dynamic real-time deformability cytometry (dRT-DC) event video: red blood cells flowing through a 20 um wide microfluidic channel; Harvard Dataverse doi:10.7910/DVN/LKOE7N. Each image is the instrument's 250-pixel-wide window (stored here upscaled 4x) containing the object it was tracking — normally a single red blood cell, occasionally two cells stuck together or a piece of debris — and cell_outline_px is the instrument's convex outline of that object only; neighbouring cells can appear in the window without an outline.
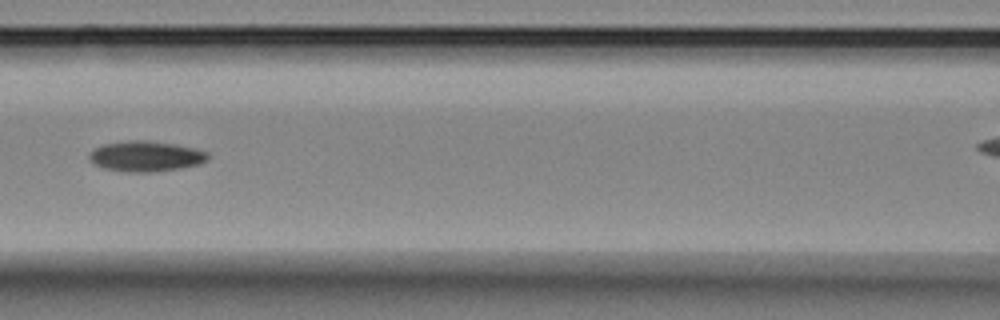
{"species": "Egyptian fruit bat (a non-hibernating species)", "species_latin": "Rousettus aegyptiacus", "temperature_condition": "room temperature", "stored_images_in_passage": 9, "segment_of_instrument_passage": [1, 2], "camera_frame_rate_fps": 3000, "um_per_image_px": 0.085, "animal": {"sex": "female"}, "frame": {"image": 1, "passage_image": 4, "time_ms": 3.333, "image_size_px": [1000, 320], "cell_outline_px": [[208, 160], [200, 164], [180, 168], [152, 172], [124, 172], [104, 168], [88, 160], [88, 156], [96, 148], [104, 144], [128, 140], [148, 140], [172, 144], [192, 148], [208, 152]], "centroid_in_image_um": [12.39, 13.29], "position_along_channel_um": 154.2, "area_um2": 20.92}}
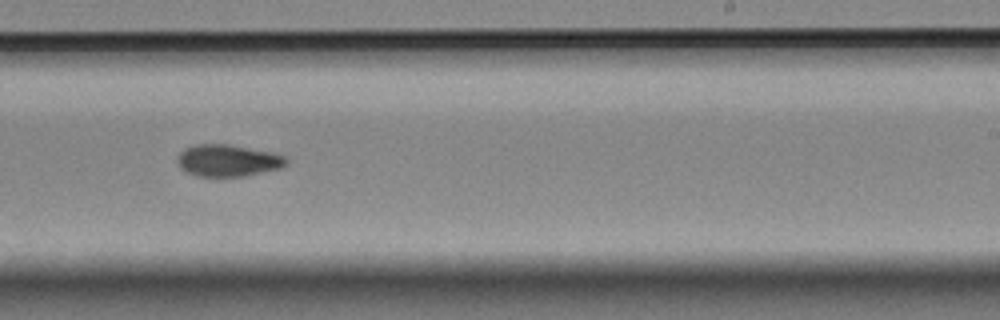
{"frame": {"image": 2, "passage_image": 7, "time_ms": 6.667, "image_size_px": [1000, 320], "cell_outline_px": [[288, 164], [280, 168], [244, 176], [196, 176], [180, 168], [176, 160], [176, 156], [184, 148], [192, 144], [228, 144], [272, 152], [284, 156], [288, 160]], "centroid_in_image_um": [19.34, 13.63], "position_along_channel_um": 269.7, "area_um2": 20.35}}
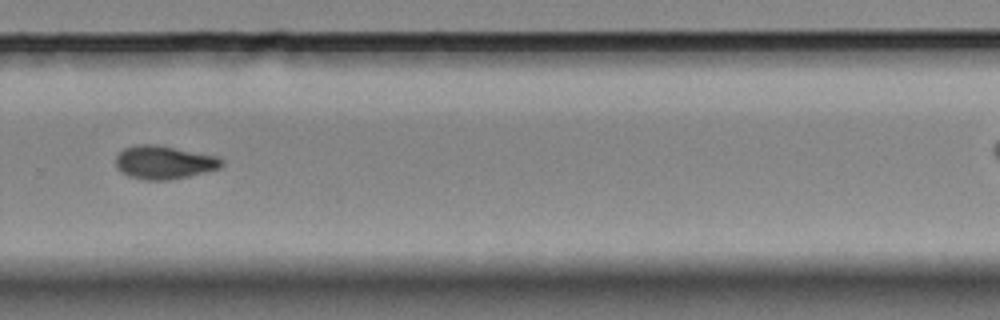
{"frame": {"image": 3, "passage_image": 8, "time_ms": 8.0, "image_size_px": [1000, 320], "cell_outline_px": [[224, 164], [220, 168], [188, 176], [168, 180], [144, 180], [128, 176], [120, 172], [116, 168], [116, 156], [124, 148], [136, 144], [156, 144], [216, 156], [224, 160]], "centroid_in_image_um": [13.91, 13.8], "position_along_channel_um": 315.9, "area_um2": 20.63}}